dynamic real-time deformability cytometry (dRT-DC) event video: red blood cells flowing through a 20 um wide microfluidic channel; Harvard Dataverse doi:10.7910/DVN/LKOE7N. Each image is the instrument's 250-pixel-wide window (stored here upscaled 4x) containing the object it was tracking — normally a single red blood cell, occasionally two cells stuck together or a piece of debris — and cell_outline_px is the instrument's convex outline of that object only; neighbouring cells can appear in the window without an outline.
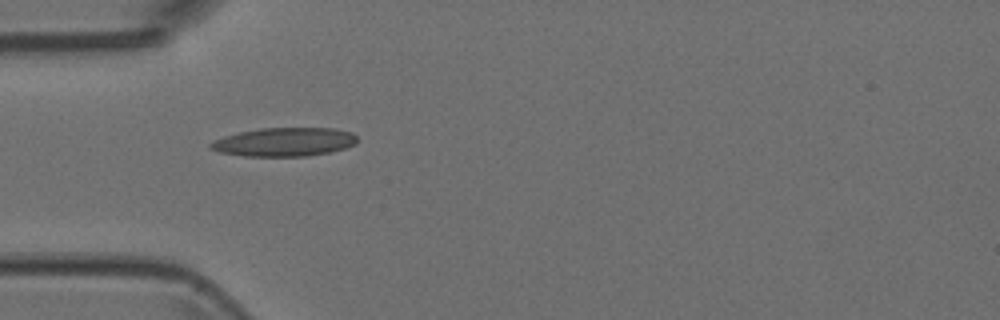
{"species": "Egyptian fruit bat (a non-hibernating species)", "species_latin": "Rousettus aegyptiacus", "temperature_condition": "room temperature", "stored_images_in_passage": 2, "camera_frame_rate_fps": 3000, "um_per_image_px": 0.085, "animal": {"sex": "female"}, "frame": {"image": 1, "passage_image": 1, "time_ms": 0.0, "image_size_px": [1000, 320], "cell_outline_px": [[356, 144], [344, 148], [328, 152], [304, 156], [244, 156], [220, 152], [208, 148], [208, 144], [224, 136], [240, 132], [260, 128], [332, 128], [352, 132], [356, 136]], "centroid_in_image_um": [24.15, 12.06], "position_along_channel_um": 60.9, "area_um2": 24.33}}
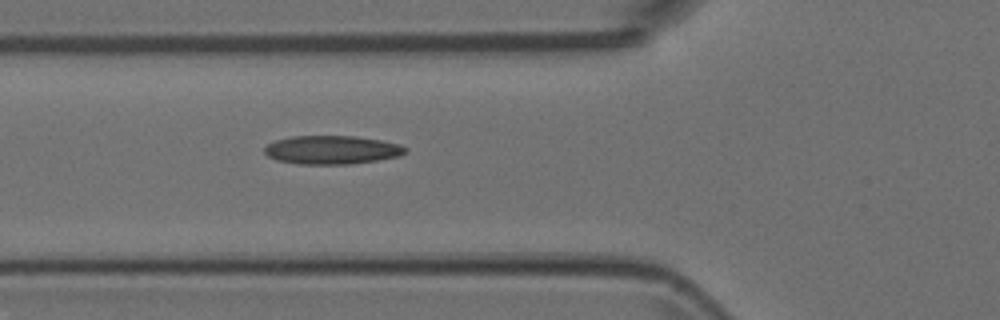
{"frame": {"image": 2, "passage_image": 2, "time_ms": 0.333, "image_size_px": [1000, 320], "cell_outline_px": [[408, 152], [400, 156], [376, 160], [348, 164], [300, 164], [276, 160], [268, 156], [264, 152], [264, 148], [268, 144], [276, 140], [292, 136], [356, 136], [380, 140], [400, 144], [408, 148]], "centroid_in_image_um": [28.23, 12.74], "position_along_channel_um": 97.6, "area_um2": 23.47}}